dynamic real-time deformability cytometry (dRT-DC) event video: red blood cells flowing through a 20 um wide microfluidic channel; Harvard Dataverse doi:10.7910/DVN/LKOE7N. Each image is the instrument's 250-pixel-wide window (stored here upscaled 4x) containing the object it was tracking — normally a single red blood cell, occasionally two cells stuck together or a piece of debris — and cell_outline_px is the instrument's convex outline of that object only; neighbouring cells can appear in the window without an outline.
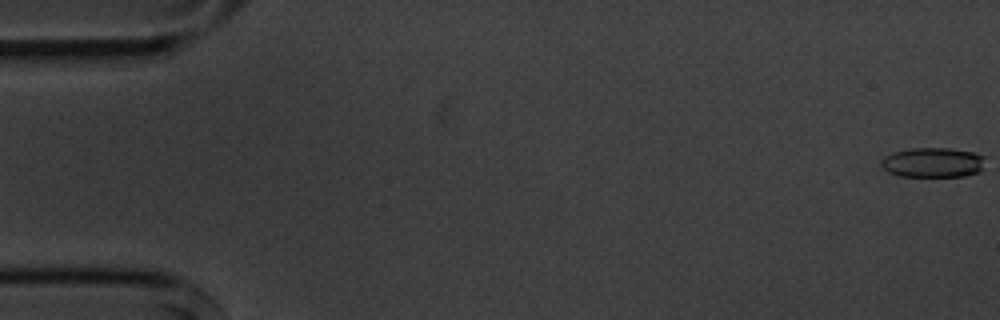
{"species": "common noctule bat (a hibernating species)", "species_latin": "Nyctalus noctula", "temperature_condition": "cold", "stored_images_in_passage": 15, "camera_frame_rate_fps": 3000, "um_per_image_px": 0.085, "animal": {"sex": "male", "body_mass_g": 20.1, "forearm_length_mm": 53.5}, "frame": {"image": 1, "passage_image": 1, "time_ms": 0.0, "image_size_px": [1000, 320], "cell_outline_px": [[984, 156], [980, 172], [968, 176], [900, 176], [888, 172], [880, 164], [880, 160], [884, 156], [892, 152], [912, 148], [952, 148], [972, 152]], "centroid_in_image_um": [79.27, 13.81], "position_along_channel_um": 5.7, "area_um2": 18.15}}
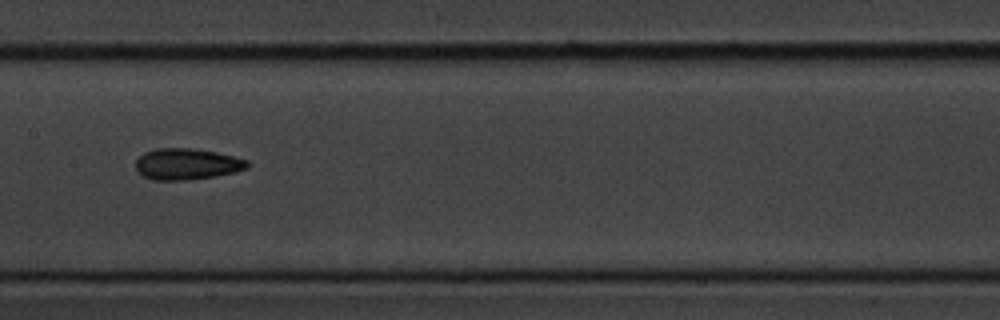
{"frame": {"image": 2, "passage_image": 8, "time_ms": 9.0, "image_size_px": [1000, 320], "cell_outline_px": [[252, 164], [248, 168], [236, 172], [216, 176], [188, 180], [152, 180], [144, 176], [136, 168], [136, 160], [144, 152], [156, 148], [192, 148], [216, 152], [248, 160]], "centroid_in_image_um": [15.92, 13.94], "position_along_channel_um": 191.5, "area_um2": 20.46}}
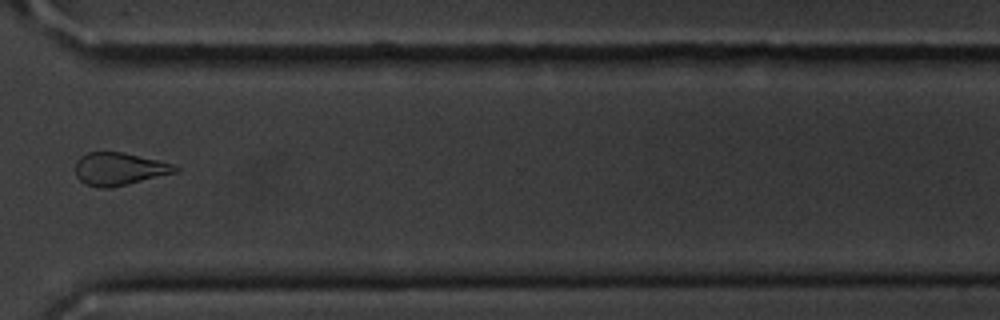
{"frame": {"image": 3, "passage_image": 12, "time_ms": 13.667, "image_size_px": [1000, 320], "cell_outline_px": [[180, 172], [112, 188], [100, 188], [84, 184], [76, 176], [76, 160], [80, 156], [88, 152], [124, 152], [160, 160], [172, 164], [180, 168]], "centroid_in_image_um": [10.17, 14.36], "position_along_channel_um": 360.4, "area_um2": 19.42}, "authors_computed_cell_mechanics": {"area_um2": 20.1722, "velocity_mm_per_s": 3.6268, "shape_relaxation_time_tau1_ms": 3.9808, "shape_relaxation_time_tau2_ms": 4.1141, "deformation_change_tau1": 0.1065, "deformation_change_tau2": 0.0926}}